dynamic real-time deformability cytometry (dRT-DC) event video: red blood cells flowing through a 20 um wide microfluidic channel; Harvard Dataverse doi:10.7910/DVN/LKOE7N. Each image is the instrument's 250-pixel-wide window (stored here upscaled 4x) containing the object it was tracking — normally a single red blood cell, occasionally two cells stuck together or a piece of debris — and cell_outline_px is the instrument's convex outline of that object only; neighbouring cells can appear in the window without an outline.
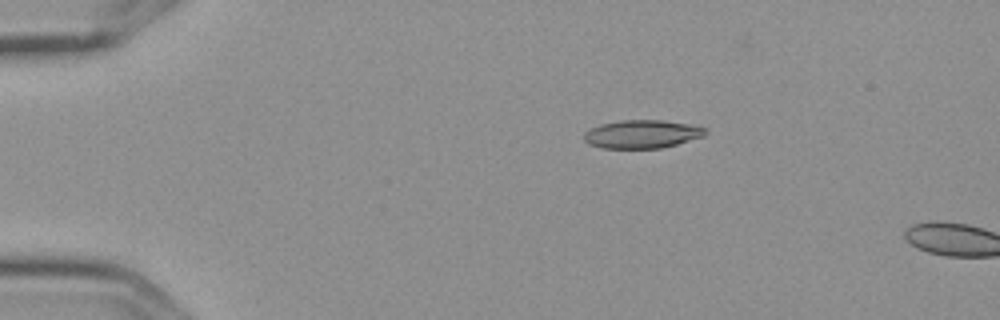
{"species": "Egyptian fruit bat (a non-hibernating species)", "species_latin": "Rousettus aegyptiacus", "temperature_condition": "cold", "stored_images_in_passage": 3, "camera_frame_rate_fps": 3000, "um_per_image_px": 0.085, "frame": {"image": 1, "passage_image": 2, "time_ms": 0.333, "image_size_px": [1000, 320], "cell_outline_px": [[708, 132], [704, 136], [676, 144], [660, 148], [604, 148], [588, 144], [584, 140], [584, 132], [600, 124], [624, 120], [660, 120], [696, 124], [704, 128]], "centroid_in_image_um": [54.6, 11.39], "position_along_channel_um": 30.4, "area_um2": 20.0}}